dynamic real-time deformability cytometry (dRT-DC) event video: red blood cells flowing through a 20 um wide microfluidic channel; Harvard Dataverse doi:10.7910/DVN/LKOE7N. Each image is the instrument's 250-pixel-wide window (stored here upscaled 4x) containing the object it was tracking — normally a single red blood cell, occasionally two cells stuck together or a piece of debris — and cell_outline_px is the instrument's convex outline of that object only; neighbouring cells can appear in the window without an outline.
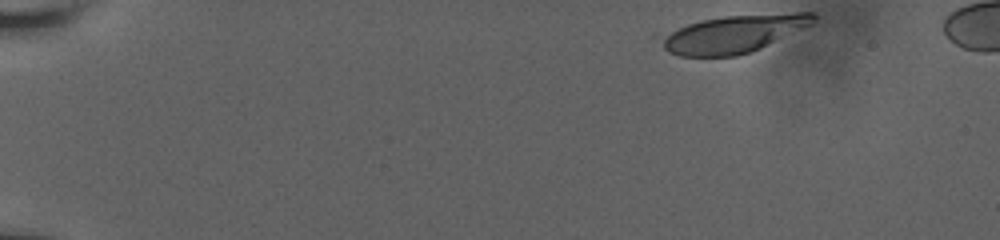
{"species": "human", "species_latin": "Homo sapiens", "temperature_condition": "room temperature", "stored_images_in_passage": 46, "camera_frame_rate_fps": 3000, "um_per_image_px": 0.085, "donor": {"sex": "male"}, "frame": {"image": 1, "passage_image": 1, "time_ms": 0.0, "image_size_px": [1000, 240], "cell_outline_px": [[816, 20], [812, 24], [760, 48], [736, 56], [680, 56], [668, 52], [664, 48], [664, 40], [672, 32], [688, 24], [700, 20], [724, 16], [792, 12], [812, 12], [816, 16]], "centroid_in_image_um": [62.46, 2.86], "position_along_channel_um": 22.5, "area_um2": 32.6}}
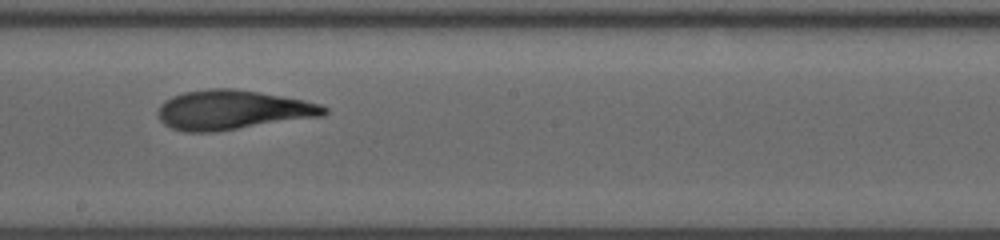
{"frame": {"image": 2, "passage_image": 28, "time_ms": 9.0, "image_size_px": [1000, 240], "cell_outline_px": [[328, 112], [324, 116], [216, 132], [184, 132], [172, 128], [164, 124], [160, 120], [156, 112], [160, 104], [164, 100], [172, 96], [184, 92], [208, 88], [232, 88], [260, 92], [304, 100], [320, 104], [328, 108]], "centroid_in_image_um": [19.75, 9.35], "position_along_channel_um": 228.4, "area_um2": 38.61}}
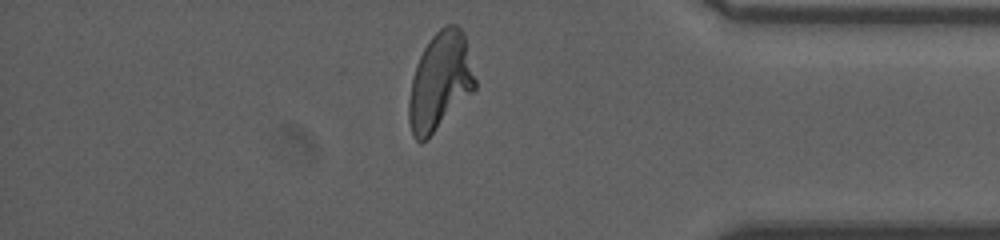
{"frame": {"image": 3, "passage_image": 43, "time_ms": 14.0, "image_size_px": [1000, 240], "cell_outline_px": [[476, 88], [420, 144], [412, 136], [408, 120], [408, 100], [412, 80], [416, 64], [424, 48], [432, 36], [440, 28], [448, 24], [456, 24], [464, 32], [476, 80]], "centroid_in_image_um": [37.39, 6.88], "position_along_channel_um": 397.8, "area_um2": 37.17}, "authors_computed_cell_mechanics": {"area_um2": 37.1943, "velocity_mm_per_s": 3.7846, "shape_relaxation_time_tau1_ms": 7.6495, "shape_relaxation_time_tau2_ms": 1.432, "deformation_change_tau1": 0.232, "deformation_change_tau2": 0.0855}}